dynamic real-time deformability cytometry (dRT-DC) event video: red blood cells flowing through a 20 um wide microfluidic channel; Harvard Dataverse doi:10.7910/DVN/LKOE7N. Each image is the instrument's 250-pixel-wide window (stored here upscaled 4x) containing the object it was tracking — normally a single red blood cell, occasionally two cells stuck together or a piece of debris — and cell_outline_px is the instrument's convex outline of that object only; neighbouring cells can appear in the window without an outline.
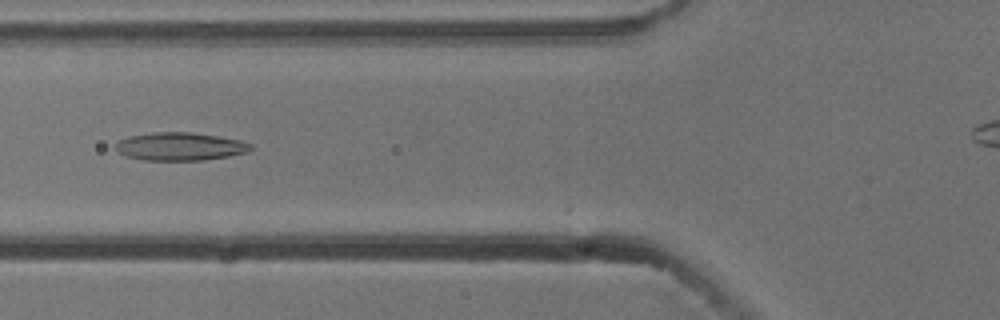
{"species": "common noctule bat (a hibernating species)", "species_latin": "Nyctalus noctula", "temperature_condition": "cold", "stored_images_in_passage": 9, "camera_frame_rate_fps": 3000, "um_per_image_px": 0.085, "animal": {"sex": "male", "body_mass_g": 13.3}, "frame": {"image": 1, "passage_image": 6, "time_ms": 1.667, "image_size_px": [1000, 320], "cell_outline_px": [[252, 148], [248, 152], [228, 156], [204, 160], [144, 160], [128, 156], [120, 152], [116, 148], [116, 144], [120, 140], [128, 136], [156, 132], [192, 132], [240, 140], [252, 144]], "centroid_in_image_um": [15.34, 12.45], "position_along_channel_um": 110.5, "area_um2": 21.85}}
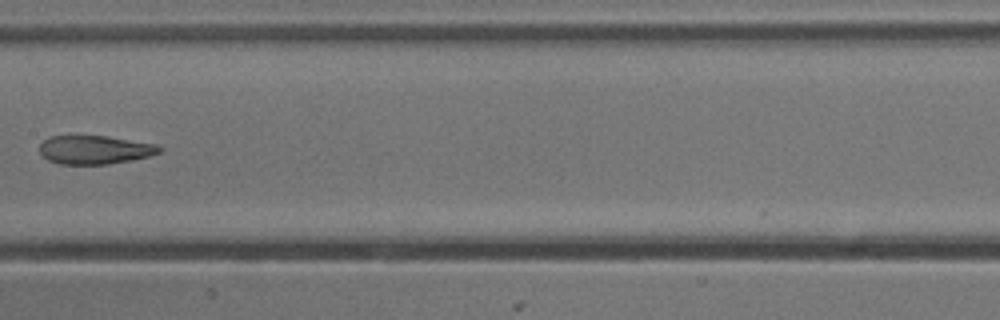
{"frame": {"image": 2, "passage_image": 8, "time_ms": 2.333, "image_size_px": [1000, 320], "cell_outline_px": [[164, 148], [160, 152], [148, 156], [132, 160], [108, 164], [60, 164], [48, 160], [40, 152], [40, 144], [48, 136], [104, 136], [156, 144]], "centroid_in_image_um": [8.05, 12.73], "position_along_channel_um": 199.3, "area_um2": 19.83}}
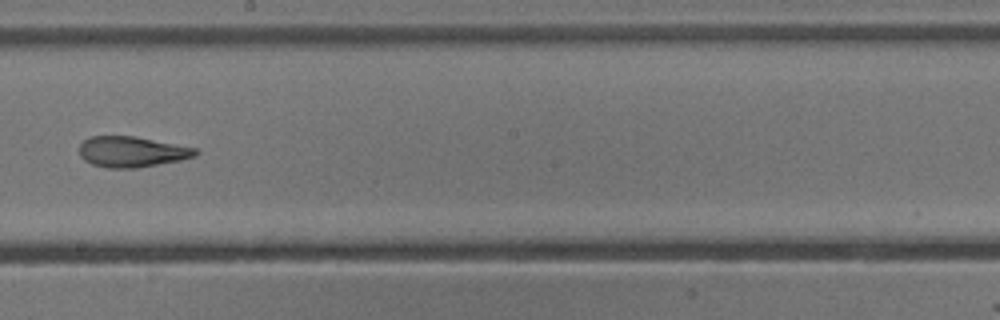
{"frame": {"image": 3, "passage_image": 9, "time_ms": 2.667, "image_size_px": [1000, 320], "cell_outline_px": [[200, 152], [196, 156], [180, 160], [136, 168], [108, 168], [92, 164], [84, 160], [80, 156], [80, 144], [84, 140], [92, 136], [132, 136], [196, 148]], "centroid_in_image_um": [11.2, 12.91], "position_along_channel_um": 237.0, "area_um2": 20.58}}